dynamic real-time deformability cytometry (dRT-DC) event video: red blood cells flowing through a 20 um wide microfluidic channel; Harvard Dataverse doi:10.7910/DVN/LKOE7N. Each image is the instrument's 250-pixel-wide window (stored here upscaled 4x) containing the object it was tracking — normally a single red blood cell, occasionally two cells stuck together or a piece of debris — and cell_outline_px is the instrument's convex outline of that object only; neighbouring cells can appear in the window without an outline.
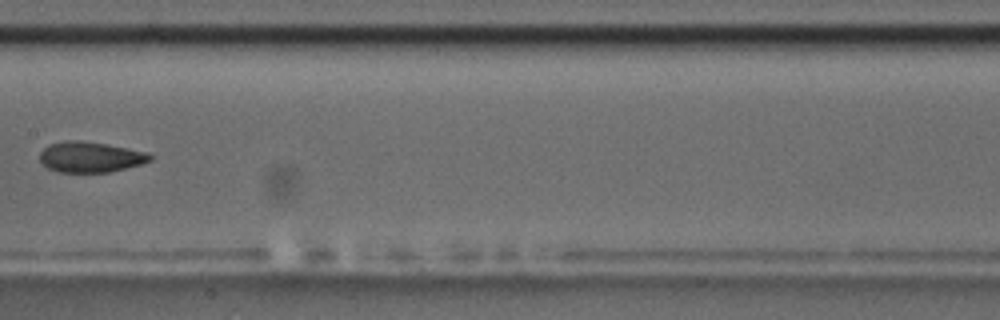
{"species": "common noctule bat (a hibernating species)", "species_latin": "Nyctalus noctula", "temperature_condition": "room temperature", "stored_images_in_passage": 9, "camera_frame_rate_fps": 3000, "um_per_image_px": 0.085, "animal": {"sex": "male", "body_mass_g": 17.5, "forearm_length_mm": 52.3}, "frame": {"image": 1, "passage_image": 8, "time_ms": 8.333, "image_size_px": [1000, 320], "cell_outline_px": [[152, 160], [140, 164], [108, 172], [60, 172], [48, 168], [40, 160], [40, 152], [48, 144], [68, 140], [80, 140], [108, 144], [148, 152], [152, 156]], "centroid_in_image_um": [7.68, 13.33], "position_along_channel_um": 199.7, "area_um2": 19.59}}